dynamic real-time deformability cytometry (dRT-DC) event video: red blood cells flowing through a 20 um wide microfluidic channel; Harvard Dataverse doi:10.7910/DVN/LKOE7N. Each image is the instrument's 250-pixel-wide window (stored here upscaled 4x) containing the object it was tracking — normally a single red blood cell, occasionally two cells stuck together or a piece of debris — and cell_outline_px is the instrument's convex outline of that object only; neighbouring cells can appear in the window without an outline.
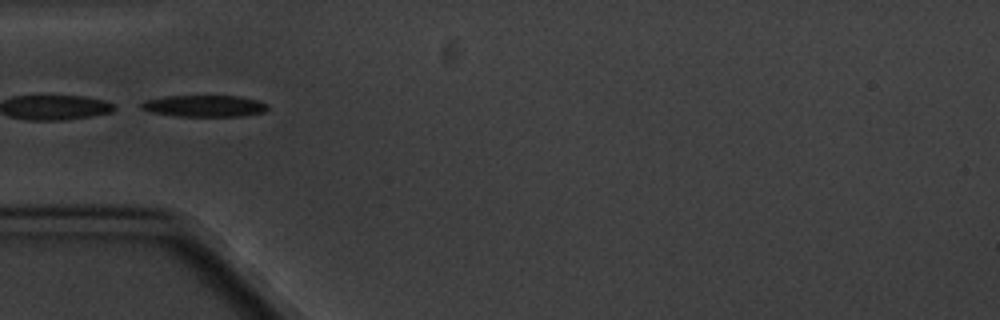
{"species": "common noctule bat (a hibernating species)", "species_latin": "Nyctalus noctula", "temperature_condition": "cold", "stored_images_in_passage": 4, "segment_of_instrument_passage": [2, 2], "camera_frame_rate_fps": 3000, "um_per_image_px": 0.085, "animal": {"sex": "male", "body_mass_g": 20.1, "forearm_length_mm": 53.5}, "frame": {"image": 1, "passage_image": 4, "time_ms": 4.667, "image_size_px": [1000, 320], "cell_outline_px": [[268, 108], [264, 112], [244, 116], [176, 116], [152, 112], [140, 108], [140, 104], [144, 100], [164, 96], [240, 96], [256, 100], [268, 104]], "centroid_in_image_um": [17.36, 9.0], "position_along_channel_um": 67.6, "area_um2": 15.95}}